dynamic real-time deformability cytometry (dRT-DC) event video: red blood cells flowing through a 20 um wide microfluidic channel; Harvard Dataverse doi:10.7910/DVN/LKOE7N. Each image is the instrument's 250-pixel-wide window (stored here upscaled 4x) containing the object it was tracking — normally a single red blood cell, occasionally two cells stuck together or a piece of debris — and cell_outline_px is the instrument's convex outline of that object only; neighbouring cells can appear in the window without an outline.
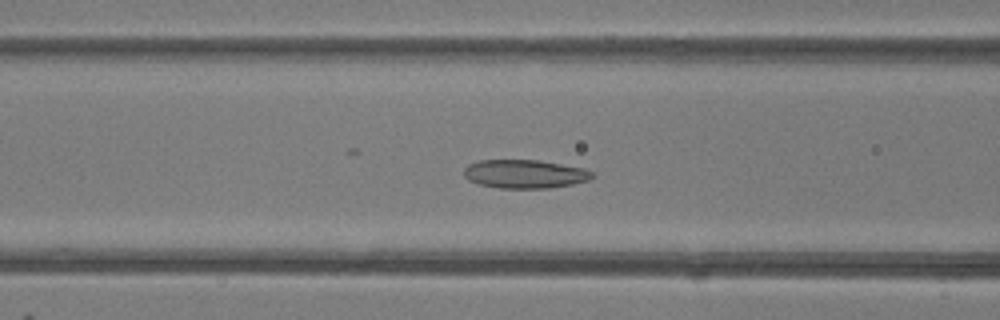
{"species": "common noctule bat (a hibernating species)", "species_latin": "Nyctalus noctula", "temperature_condition": "room temperature", "stored_images_in_passage": 49, "camera_frame_rate_fps": 3000, "um_per_image_px": 0.085, "animal": {"sex": "female"}, "frame": {"image": 1, "passage_image": 20, "time_ms": 6.333, "image_size_px": [1000, 320], "cell_outline_px": [[596, 176], [588, 180], [572, 184], [548, 188], [500, 188], [480, 184], [468, 180], [464, 176], [464, 168], [468, 164], [480, 160], [540, 160], [584, 168], [596, 172]], "centroid_in_image_um": [44.64, 14.78], "position_along_channel_um": 122.0, "area_um2": 21.5}}
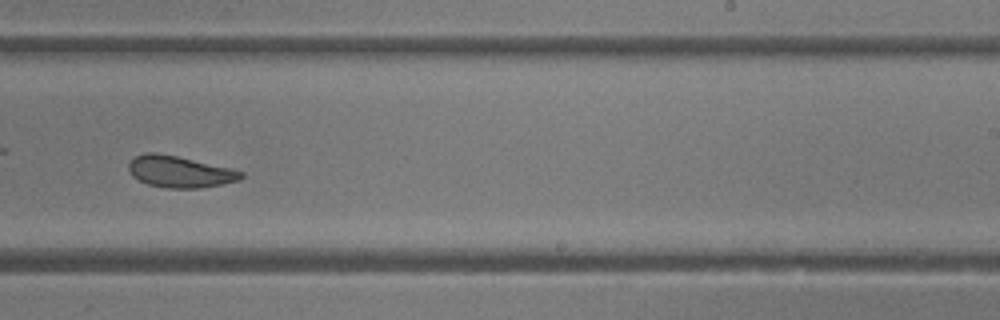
{"frame": {"image": 2, "passage_image": 31, "time_ms": 10.0, "image_size_px": [1000, 320], "cell_outline_px": [[244, 176], [240, 180], [224, 184], [200, 188], [168, 188], [148, 184], [132, 176], [128, 168], [128, 164], [136, 156], [144, 152], [156, 152], [176, 156], [232, 168], [244, 172]], "centroid_in_image_um": [15.31, 14.6], "position_along_channel_um": 273.7, "area_um2": 20.69}}
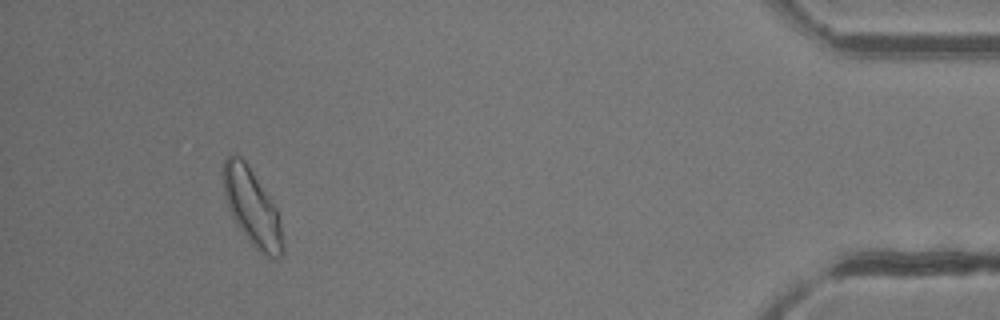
{"frame": {"image": 3, "passage_image": 46, "time_ms": 15.0, "image_size_px": [1000, 320], "cell_outline_px": [[284, 252], [276, 260], [272, 260], [260, 252], [248, 240], [236, 224], [228, 208], [224, 196], [224, 160], [228, 152], [232, 152], [240, 156], [248, 164], [276, 208], [280, 220], [284, 248]], "centroid_in_image_um": [21.43, 17.64], "position_along_channel_um": 413.8, "area_um2": 26.65}, "authors_computed_cell_mechanics": {"area_um2": 23.0044, "velocity_mm_per_s": 4.1463, "shape_relaxation_time_tau1_ms": 4.4401, "shape_relaxation_time_tau2_ms": 3.0618, "deformation_change_tau1": 0.1173, "deformation_change_tau2": 0.0805}}